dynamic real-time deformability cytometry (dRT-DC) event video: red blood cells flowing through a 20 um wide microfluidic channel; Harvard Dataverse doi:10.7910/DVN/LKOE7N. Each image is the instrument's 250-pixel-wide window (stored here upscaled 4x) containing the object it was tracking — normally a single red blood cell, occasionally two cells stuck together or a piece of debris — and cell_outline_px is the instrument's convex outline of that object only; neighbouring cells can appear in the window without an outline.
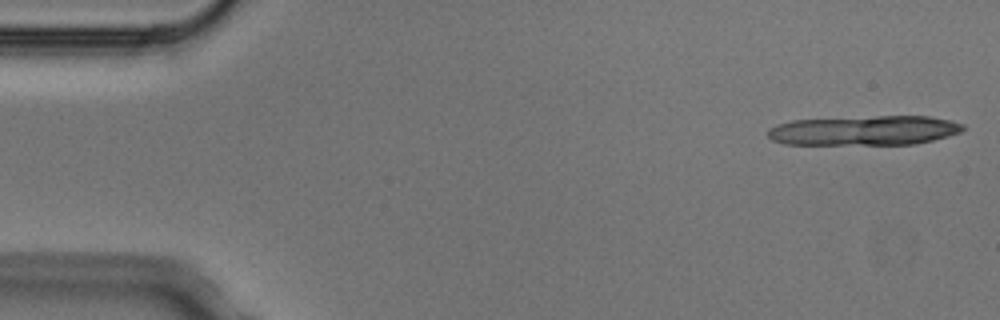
{"species": "Egyptian fruit bat (a non-hibernating species)", "species_latin": "Rousettus aegyptiacus", "temperature_condition": "cold", "stored_images_in_passage": 4, "camera_frame_rate_fps": 3000, "um_per_image_px": 0.085, "animal": {"sex": "male"}, "frame": {"image": 1, "passage_image": 1, "time_ms": 0.0, "image_size_px": [1000, 320], "cell_outline_px": [[964, 128], [960, 132], [948, 136], [916, 144], [784, 144], [772, 140], [768, 136], [768, 128], [792, 120], [876, 116], [928, 116], [952, 120], [964, 124]], "centroid_in_image_um": [73.49, 11.08], "position_along_channel_um": 11.5, "area_um2": 33.64}}